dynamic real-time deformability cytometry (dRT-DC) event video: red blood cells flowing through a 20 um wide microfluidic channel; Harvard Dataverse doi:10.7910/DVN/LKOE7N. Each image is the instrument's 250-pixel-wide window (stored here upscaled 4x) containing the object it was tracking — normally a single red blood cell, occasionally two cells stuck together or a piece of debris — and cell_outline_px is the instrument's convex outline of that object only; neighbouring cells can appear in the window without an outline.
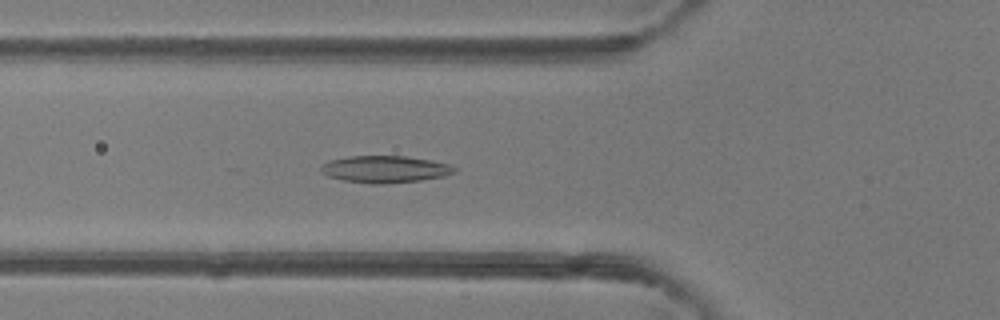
{"species": "common noctule bat (a hibernating species)", "species_latin": "Nyctalus noctula", "temperature_condition": "room temperature", "stored_images_in_passage": 47, "camera_frame_rate_fps": 3000, "um_per_image_px": 0.085, "animal": {"sex": "female"}, "frame": {"image": 1, "passage_image": 17, "time_ms": 5.333, "image_size_px": [1000, 320], "cell_outline_px": [[456, 172], [444, 176], [420, 180], [384, 184], [372, 184], [344, 180], [328, 176], [320, 172], [320, 164], [328, 160], [348, 156], [408, 156], [432, 160], [452, 164], [456, 168]], "centroid_in_image_um": [32.72, 14.37], "position_along_channel_um": 93.1, "area_um2": 21.27}}
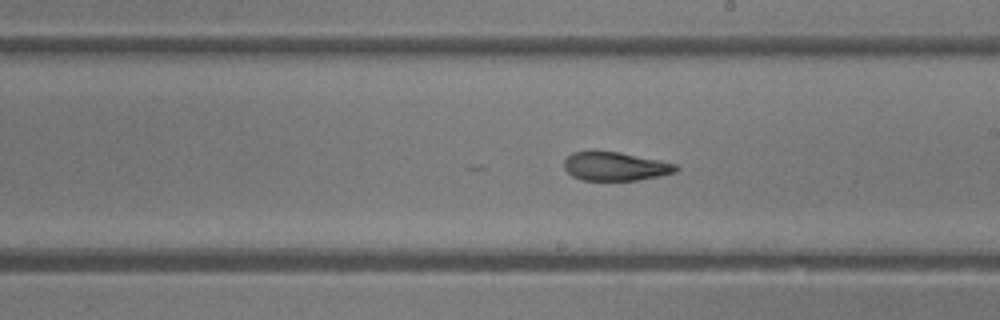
{"frame": {"image": 2, "passage_image": 27, "time_ms": 8.667, "image_size_px": [1000, 320], "cell_outline_px": [[680, 168], [676, 172], [660, 176], [636, 180], [584, 180], [572, 176], [564, 168], [564, 160], [572, 152], [588, 148], [596, 148], [620, 152], [676, 164]], "centroid_in_image_um": [52.23, 14.09], "position_along_channel_um": 236.8, "area_um2": 19.25}}
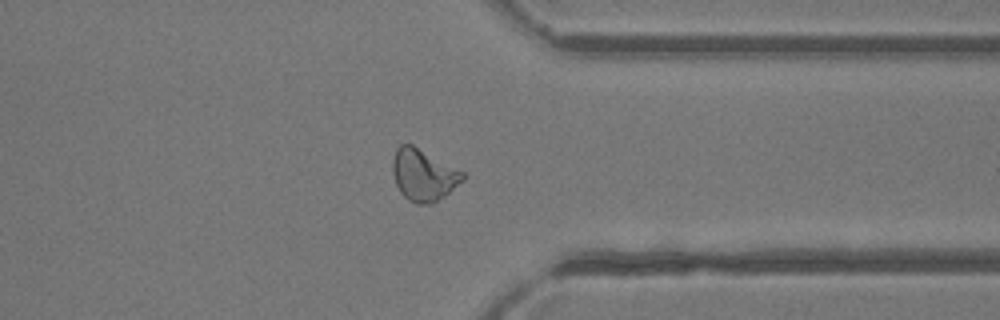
{"frame": {"image": 3, "passage_image": 37, "time_ms": 12.0, "image_size_px": [1000, 320], "cell_outline_px": [[464, 180], [444, 196], [432, 204], [416, 204], [408, 200], [400, 192], [396, 184], [392, 172], [392, 160], [396, 148], [400, 144], [412, 144], [464, 172]], "centroid_in_image_um": [35.97, 14.87], "position_along_channel_um": 375.4, "area_um2": 21.15}, "authors_computed_cell_mechanics": {"area_um2": 21.1548, "velocity_mm_per_s": 4.3038, "shape_relaxation_time_tau1_ms": 4.5007, "shape_relaxation_time_tau2_ms": 2.4991, "deformation_change_tau1": 0.1672, "deformation_change_tau2": 0.1045}}